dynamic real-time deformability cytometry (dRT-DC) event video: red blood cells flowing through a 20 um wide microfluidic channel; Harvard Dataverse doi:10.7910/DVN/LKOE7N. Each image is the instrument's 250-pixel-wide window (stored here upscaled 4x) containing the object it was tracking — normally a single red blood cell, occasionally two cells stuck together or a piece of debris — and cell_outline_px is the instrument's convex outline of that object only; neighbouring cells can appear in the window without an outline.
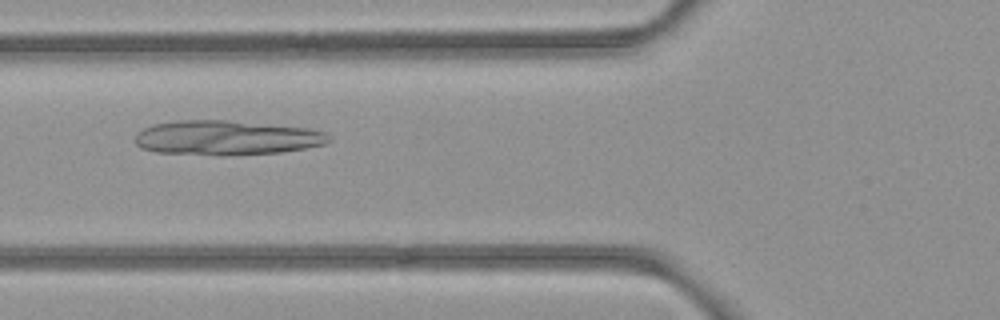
{"species": "common noctule bat (a hibernating species)", "species_latin": "Nyctalus noctula", "temperature_condition": "room temperature", "stored_images_in_passage": 5, "camera_frame_rate_fps": 3000, "um_per_image_px": 0.085, "animal": {"sex": "female", "body_mass_g": 21.9}, "frame": {"image": 1, "passage_image": 5, "time_ms": 1.333, "image_size_px": [1000, 320], "cell_outline_px": [[332, 140], [324, 144], [304, 148], [280, 152], [224, 156], [220, 156], [156, 152], [140, 148], [136, 144], [136, 132], [152, 124], [176, 120], [228, 120], [308, 128], [324, 132]], "centroid_in_image_um": [19.2, 11.71], "position_along_channel_um": 106.6, "area_um2": 39.3}}